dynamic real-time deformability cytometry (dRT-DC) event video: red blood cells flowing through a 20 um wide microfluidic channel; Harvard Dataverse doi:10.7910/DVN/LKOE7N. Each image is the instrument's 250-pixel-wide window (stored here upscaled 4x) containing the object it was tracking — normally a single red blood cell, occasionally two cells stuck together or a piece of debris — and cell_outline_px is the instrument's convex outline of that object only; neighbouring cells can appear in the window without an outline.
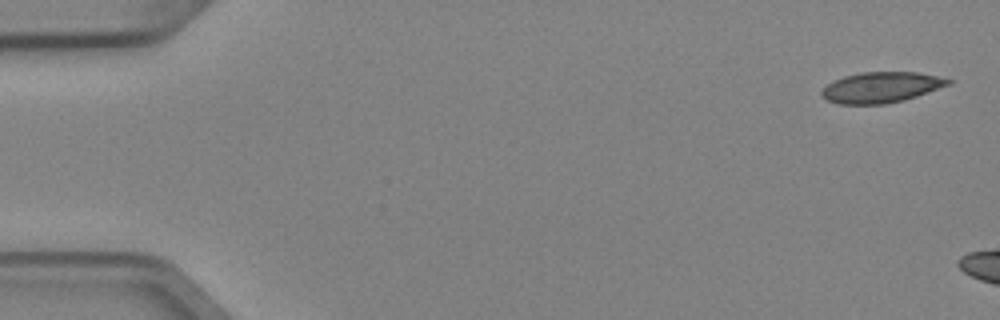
{"species": "Egyptian fruit bat (a non-hibernating species)", "species_latin": "Rousettus aegyptiacus", "temperature_condition": "cold", "stored_images_in_passage": 3, "camera_frame_rate_fps": 3000, "um_per_image_px": 0.085, "animal": {"sex": "female"}, "frame": {"image": 1, "passage_image": 1, "time_ms": 0.0, "image_size_px": [1000, 320], "cell_outline_px": [[952, 84], [904, 100], [884, 104], [836, 104], [820, 96], [820, 92], [832, 80], [844, 76], [860, 72], [916, 72], [936, 76], [952, 80]], "centroid_in_image_um": [74.87, 7.43], "position_along_channel_um": 10.1, "area_um2": 22.66}}